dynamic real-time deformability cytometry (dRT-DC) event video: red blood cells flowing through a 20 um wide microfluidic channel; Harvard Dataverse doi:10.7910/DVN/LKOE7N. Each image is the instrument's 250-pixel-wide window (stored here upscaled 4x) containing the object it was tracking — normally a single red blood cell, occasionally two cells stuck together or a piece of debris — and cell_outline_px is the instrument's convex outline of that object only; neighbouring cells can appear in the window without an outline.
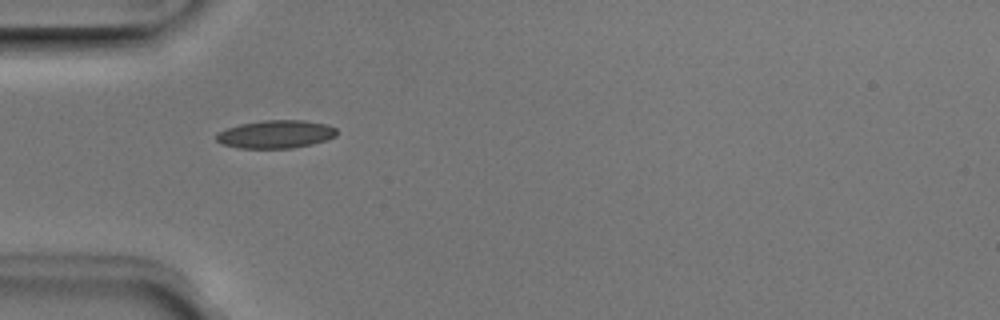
{"species": "Egyptian fruit bat (a non-hibernating species)", "species_latin": "Rousettus aegyptiacus", "temperature_condition": "room temperature", "stored_images_in_passage": 36, "camera_frame_rate_fps": 3000, "um_per_image_px": 0.085, "animal": {"sex": "male"}, "frame": {"image": 1, "passage_image": 1, "time_ms": 0.0, "image_size_px": [1000, 320], "cell_outline_px": [[336, 136], [312, 144], [292, 148], [240, 148], [224, 144], [216, 140], [216, 132], [240, 124], [264, 120], [304, 120], [328, 124], [336, 128]], "centroid_in_image_um": [23.45, 11.4], "position_along_channel_um": 61.6, "area_um2": 19.59}}
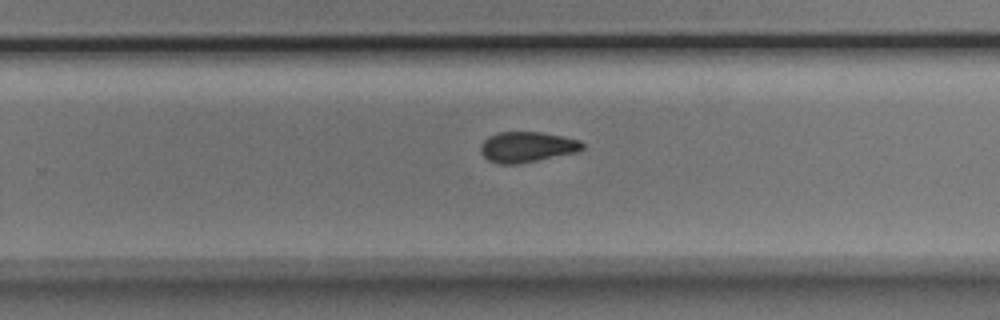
{"frame": {"image": 2, "passage_image": 18, "time_ms": 5.667, "image_size_px": [1000, 320], "cell_outline_px": [[584, 148], [576, 152], [516, 164], [496, 164], [488, 160], [480, 152], [480, 144], [488, 136], [500, 132], [540, 132], [580, 140], [584, 144]], "centroid_in_image_um": [44.75, 12.49], "position_along_channel_um": 285.0, "area_um2": 17.98}}
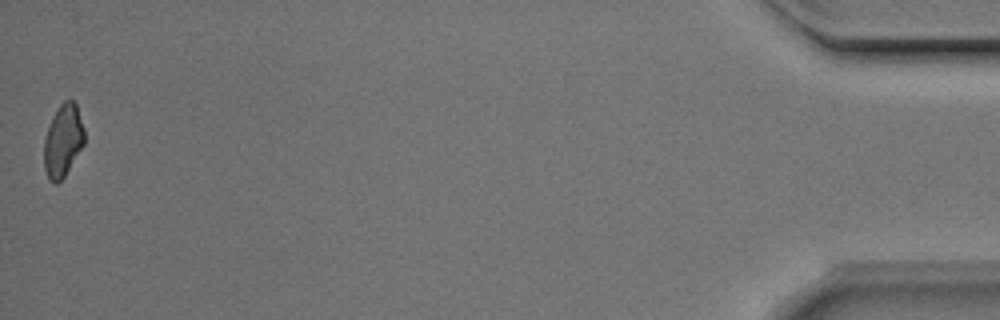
{"frame": {"image": 3, "passage_image": 36, "time_ms": 11.667, "image_size_px": [1000, 320], "cell_outline_px": [[84, 144], [64, 176], [56, 184], [48, 176], [44, 168], [44, 140], [52, 116], [60, 104], [64, 100], [72, 100], [76, 104], [84, 128]], "centroid_in_image_um": [5.36, 11.92], "position_along_channel_um": 429.8, "area_um2": 16.76}, "authors_computed_cell_mechanics": {"area_um2": 18.3226, "velocity_mm_per_s": 3.9775, "shape_relaxation_time_tau1_ms": 6.1617, "shape_relaxation_time_tau2_ms": 2.3078, "deformation_change_tau1": 0.1253, "deformation_change_tau2": 0.0626}}